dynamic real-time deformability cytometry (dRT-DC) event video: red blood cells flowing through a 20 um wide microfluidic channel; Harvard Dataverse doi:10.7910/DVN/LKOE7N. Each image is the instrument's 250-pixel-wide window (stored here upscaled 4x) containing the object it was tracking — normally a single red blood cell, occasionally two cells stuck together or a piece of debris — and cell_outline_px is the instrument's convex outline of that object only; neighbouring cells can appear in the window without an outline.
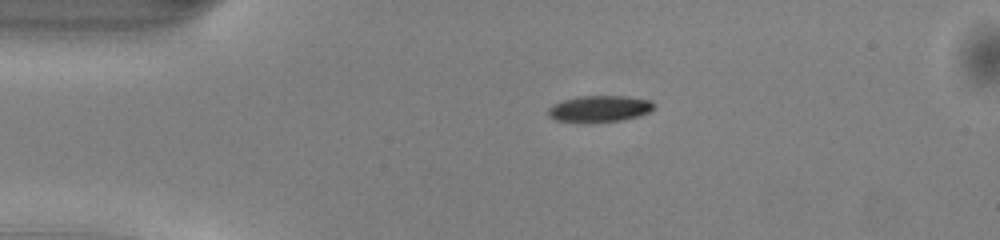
{"species": "common noctule bat (a hibernating species)", "species_latin": "Nyctalus noctula", "temperature_condition": "warm", "stored_images_in_passage": 41, "camera_frame_rate_fps": 3000, "um_per_image_px": 0.085, "animal": {"sex": "male", "body_mass_g": 13.0, "forearm_length_mm": 53.1}, "frame": {"image": 1, "passage_image": 1, "time_ms": 0.0, "image_size_px": [1000, 240], "cell_outline_px": [[656, 104], [648, 112], [636, 116], [620, 120], [584, 124], [556, 120], [548, 116], [548, 108], [552, 104], [564, 100], [580, 96], [628, 96], [652, 100]], "centroid_in_image_um": [50.92, 9.25], "position_along_channel_um": 34.1, "area_um2": 16.53}}
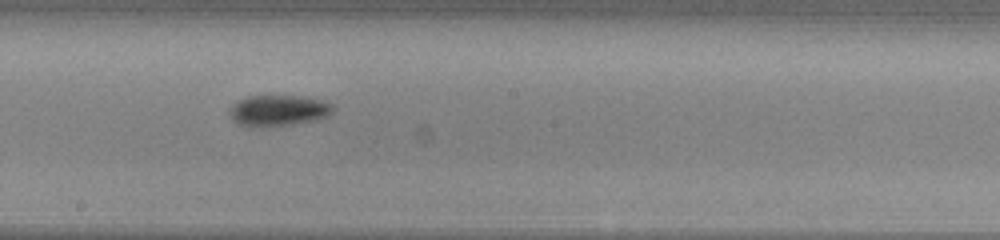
{"frame": {"image": 2, "passage_image": 18, "time_ms": 5.667, "image_size_px": [1000, 240], "cell_outline_px": [[336, 108], [328, 116], [320, 120], [292, 124], [248, 128], [244, 128], [232, 120], [228, 112], [228, 108], [232, 104], [248, 96], [300, 96], [324, 100], [332, 104]], "centroid_in_image_um": [23.65, 9.41], "position_along_channel_um": 224.5, "area_um2": 19.19}}
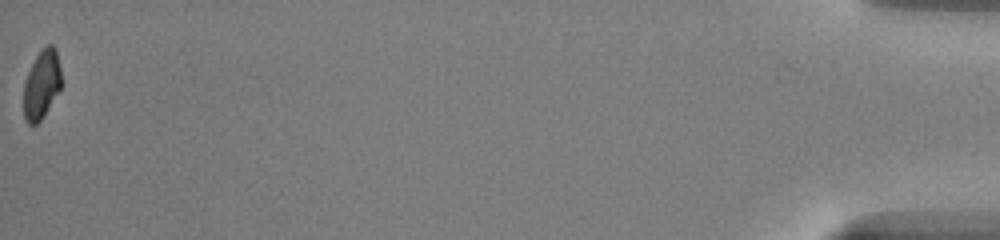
{"frame": {"image": 3, "passage_image": 41, "time_ms": 13.333, "image_size_px": [1000, 240], "cell_outline_px": [[60, 88], [40, 120], [36, 124], [28, 124], [24, 120], [24, 84], [28, 72], [40, 48], [44, 44], [52, 44], [56, 48], [60, 68]], "centroid_in_image_um": [3.52, 7.12], "position_along_channel_um": 431.7, "area_um2": 14.91}, "authors_computed_cell_mechanics": {"area_um2": 17.1088, "velocity_mm_per_s": 4.0775, "shape_relaxation_time_tau1_ms": 1.7239, "shape_relaxation_time_tau2_ms": null, "deformation_change_tau1": 0.1058, "deformation_change_tau2": null}}